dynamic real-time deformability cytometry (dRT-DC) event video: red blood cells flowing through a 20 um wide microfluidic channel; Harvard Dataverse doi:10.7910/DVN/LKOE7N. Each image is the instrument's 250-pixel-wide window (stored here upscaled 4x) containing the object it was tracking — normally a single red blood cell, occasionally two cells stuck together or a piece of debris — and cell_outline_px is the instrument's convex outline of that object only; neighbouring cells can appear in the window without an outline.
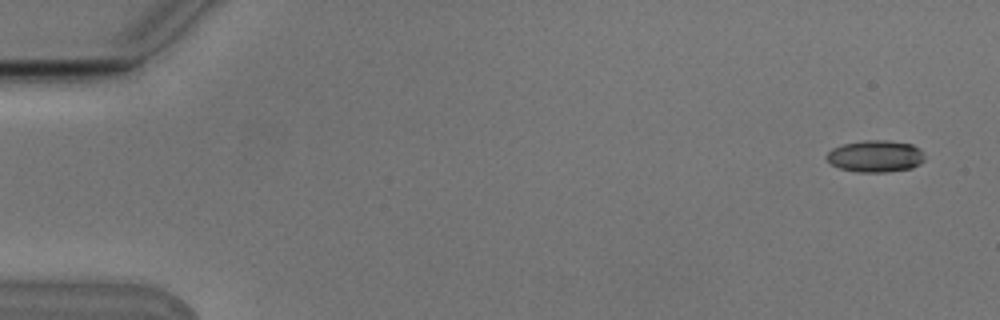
{"species": "Egyptian fruit bat (a non-hibernating species)", "species_latin": "Rousettus aegyptiacus", "temperature_condition": "cold", "stored_images_in_passage": 5, "camera_frame_rate_fps": 3000, "um_per_image_px": 0.085, "animal": {"sex": "male"}, "frame": {"image": 1, "passage_image": 1, "time_ms": 0.0, "image_size_px": [1000, 320], "cell_outline_px": [[924, 160], [920, 164], [912, 168], [888, 172], [856, 172], [840, 168], [832, 164], [824, 156], [832, 148], [844, 144], [868, 140], [884, 140], [912, 144], [920, 148], [924, 156]], "centroid_in_image_um": [74.43, 13.28], "position_along_channel_um": 10.6, "area_um2": 18.21}}
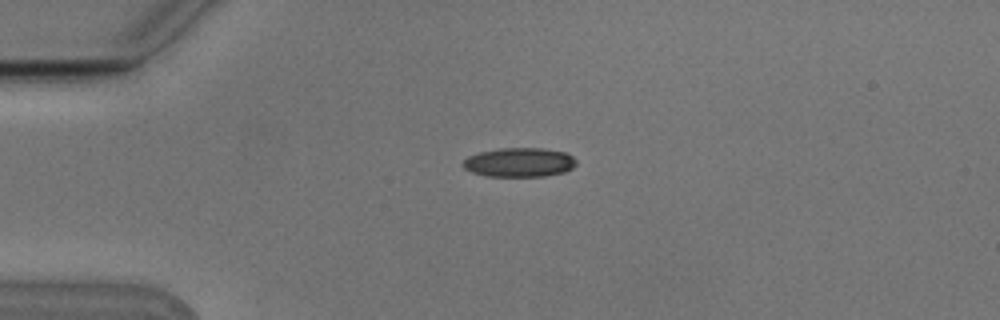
{"frame": {"image": 2, "passage_image": 4, "time_ms": 1.0, "image_size_px": [1000, 320], "cell_outline_px": [[576, 164], [572, 168], [564, 172], [544, 176], [484, 176], [472, 172], [464, 168], [460, 164], [468, 156], [480, 152], [500, 148], [544, 148], [564, 152], [572, 156], [576, 160]], "centroid_in_image_um": [44.12, 13.8], "position_along_channel_um": 40.9, "area_um2": 19.31}}